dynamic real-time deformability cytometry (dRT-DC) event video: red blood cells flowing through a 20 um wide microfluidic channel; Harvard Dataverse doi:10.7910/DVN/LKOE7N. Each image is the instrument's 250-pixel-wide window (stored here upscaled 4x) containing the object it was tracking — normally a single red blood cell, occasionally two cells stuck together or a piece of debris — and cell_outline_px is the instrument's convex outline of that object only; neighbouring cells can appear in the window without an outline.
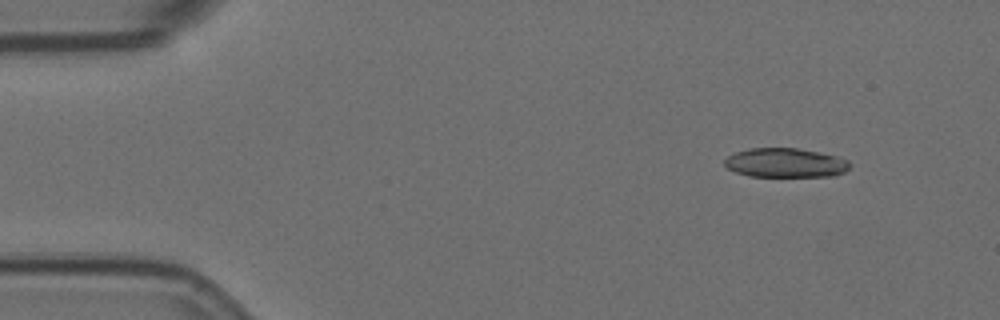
{"species": "Egyptian fruit bat (a non-hibernating species)", "species_latin": "Rousettus aegyptiacus", "temperature_condition": "room temperature", "stored_images_in_passage": 4, "camera_frame_rate_fps": 3000, "um_per_image_px": 0.085, "animal": {"sex": "female"}, "frame": {"image": 1, "passage_image": 1, "time_ms": 0.0, "image_size_px": [1000, 320], "cell_outline_px": [[852, 164], [844, 172], [836, 176], [748, 176], [736, 172], [728, 168], [724, 164], [724, 160], [728, 156], [736, 152], [748, 148], [796, 148], [840, 156], [848, 160]], "centroid_in_image_um": [66.79, 13.84], "position_along_channel_um": 18.2, "area_um2": 21.44}}
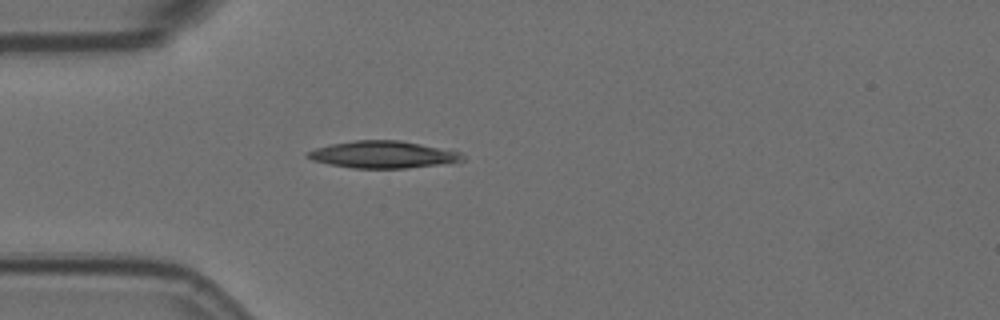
{"frame": {"image": 2, "passage_image": 4, "time_ms": 1.0, "image_size_px": [1000, 320], "cell_outline_px": [[464, 160], [436, 164], [404, 168], [352, 168], [328, 164], [312, 160], [304, 156], [308, 152], [316, 148], [332, 144], [356, 140], [400, 140], [460, 152], [464, 156]], "centroid_in_image_um": [32.49, 13.13], "position_along_channel_um": 52.5, "area_um2": 24.04}}